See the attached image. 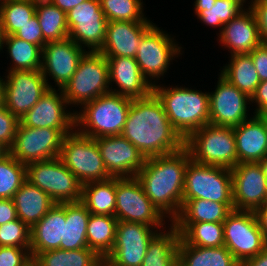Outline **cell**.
<instances>
[{"mask_svg":"<svg viewBox=\"0 0 267 266\" xmlns=\"http://www.w3.org/2000/svg\"><path fill=\"white\" fill-rule=\"evenodd\" d=\"M121 135L146 158L174 153L185 146L154 92L132 100Z\"/></svg>","mask_w":267,"mask_h":266,"instance_id":"1","label":"cell"},{"mask_svg":"<svg viewBox=\"0 0 267 266\" xmlns=\"http://www.w3.org/2000/svg\"><path fill=\"white\" fill-rule=\"evenodd\" d=\"M191 160L189 150L148 157L136 175L152 204L172 222L183 205L185 171ZM168 214V215H167Z\"/></svg>","mask_w":267,"mask_h":266,"instance_id":"2","label":"cell"},{"mask_svg":"<svg viewBox=\"0 0 267 266\" xmlns=\"http://www.w3.org/2000/svg\"><path fill=\"white\" fill-rule=\"evenodd\" d=\"M153 92L163 104L173 128L186 140L209 124V93L187 87L155 85Z\"/></svg>","mask_w":267,"mask_h":266,"instance_id":"3","label":"cell"},{"mask_svg":"<svg viewBox=\"0 0 267 266\" xmlns=\"http://www.w3.org/2000/svg\"><path fill=\"white\" fill-rule=\"evenodd\" d=\"M132 100L109 92L84 103L75 111V130L94 139L121 135Z\"/></svg>","mask_w":267,"mask_h":266,"instance_id":"4","label":"cell"},{"mask_svg":"<svg viewBox=\"0 0 267 266\" xmlns=\"http://www.w3.org/2000/svg\"><path fill=\"white\" fill-rule=\"evenodd\" d=\"M185 147L199 164L229 169L238 164L233 127L206 124L185 140Z\"/></svg>","mask_w":267,"mask_h":266,"instance_id":"5","label":"cell"},{"mask_svg":"<svg viewBox=\"0 0 267 266\" xmlns=\"http://www.w3.org/2000/svg\"><path fill=\"white\" fill-rule=\"evenodd\" d=\"M109 66L106 57L100 52H86L78 67L63 87L68 105L80 107L110 91Z\"/></svg>","mask_w":267,"mask_h":266,"instance_id":"6","label":"cell"},{"mask_svg":"<svg viewBox=\"0 0 267 266\" xmlns=\"http://www.w3.org/2000/svg\"><path fill=\"white\" fill-rule=\"evenodd\" d=\"M26 180L39 187L55 203L81 201L82 183L59 157L26 164Z\"/></svg>","mask_w":267,"mask_h":266,"instance_id":"7","label":"cell"},{"mask_svg":"<svg viewBox=\"0 0 267 266\" xmlns=\"http://www.w3.org/2000/svg\"><path fill=\"white\" fill-rule=\"evenodd\" d=\"M191 199L233 203L231 169L188 162L185 171L183 204Z\"/></svg>","mask_w":267,"mask_h":266,"instance_id":"8","label":"cell"},{"mask_svg":"<svg viewBox=\"0 0 267 266\" xmlns=\"http://www.w3.org/2000/svg\"><path fill=\"white\" fill-rule=\"evenodd\" d=\"M59 158L82 184L111 178L96 140L76 130L64 137Z\"/></svg>","mask_w":267,"mask_h":266,"instance_id":"9","label":"cell"},{"mask_svg":"<svg viewBox=\"0 0 267 266\" xmlns=\"http://www.w3.org/2000/svg\"><path fill=\"white\" fill-rule=\"evenodd\" d=\"M175 41L172 36L156 24L143 35L135 60L151 86L158 85V80L167 73L170 62L180 54L182 55L181 44L178 46L179 44Z\"/></svg>","mask_w":267,"mask_h":266,"instance_id":"10","label":"cell"},{"mask_svg":"<svg viewBox=\"0 0 267 266\" xmlns=\"http://www.w3.org/2000/svg\"><path fill=\"white\" fill-rule=\"evenodd\" d=\"M224 246L242 263L267 246L254 211L232 210L223 222Z\"/></svg>","mask_w":267,"mask_h":266,"instance_id":"11","label":"cell"},{"mask_svg":"<svg viewBox=\"0 0 267 266\" xmlns=\"http://www.w3.org/2000/svg\"><path fill=\"white\" fill-rule=\"evenodd\" d=\"M115 217L148 226L166 224V217L152 204L137 177H116Z\"/></svg>","mask_w":267,"mask_h":266,"instance_id":"12","label":"cell"},{"mask_svg":"<svg viewBox=\"0 0 267 266\" xmlns=\"http://www.w3.org/2000/svg\"><path fill=\"white\" fill-rule=\"evenodd\" d=\"M74 130L34 128L18 124L9 153L20 163L28 164L59 157L64 137Z\"/></svg>","mask_w":267,"mask_h":266,"instance_id":"13","label":"cell"},{"mask_svg":"<svg viewBox=\"0 0 267 266\" xmlns=\"http://www.w3.org/2000/svg\"><path fill=\"white\" fill-rule=\"evenodd\" d=\"M68 37L88 52H98L104 43L108 20L100 0H86L67 14Z\"/></svg>","mask_w":267,"mask_h":266,"instance_id":"14","label":"cell"},{"mask_svg":"<svg viewBox=\"0 0 267 266\" xmlns=\"http://www.w3.org/2000/svg\"><path fill=\"white\" fill-rule=\"evenodd\" d=\"M164 226H148L142 223L118 221L115 242L106 256L117 266H141L151 239Z\"/></svg>","mask_w":267,"mask_h":266,"instance_id":"15","label":"cell"},{"mask_svg":"<svg viewBox=\"0 0 267 266\" xmlns=\"http://www.w3.org/2000/svg\"><path fill=\"white\" fill-rule=\"evenodd\" d=\"M4 76V106L19 120L49 89L41 70L8 71Z\"/></svg>","mask_w":267,"mask_h":266,"instance_id":"16","label":"cell"},{"mask_svg":"<svg viewBox=\"0 0 267 266\" xmlns=\"http://www.w3.org/2000/svg\"><path fill=\"white\" fill-rule=\"evenodd\" d=\"M215 92L209 93V124L236 127L251 118L249 107L251 98L237 87L218 75ZM248 108V109H247Z\"/></svg>","mask_w":267,"mask_h":266,"instance_id":"17","label":"cell"},{"mask_svg":"<svg viewBox=\"0 0 267 266\" xmlns=\"http://www.w3.org/2000/svg\"><path fill=\"white\" fill-rule=\"evenodd\" d=\"M86 52L87 49H83L69 37L47 42L42 48L40 70L48 87L57 86L58 89H63L75 73L79 61ZM49 77L54 80L55 86L49 83Z\"/></svg>","mask_w":267,"mask_h":266,"instance_id":"18","label":"cell"},{"mask_svg":"<svg viewBox=\"0 0 267 266\" xmlns=\"http://www.w3.org/2000/svg\"><path fill=\"white\" fill-rule=\"evenodd\" d=\"M234 210L255 211L267 202V176L260 162L231 168Z\"/></svg>","mask_w":267,"mask_h":266,"instance_id":"19","label":"cell"},{"mask_svg":"<svg viewBox=\"0 0 267 266\" xmlns=\"http://www.w3.org/2000/svg\"><path fill=\"white\" fill-rule=\"evenodd\" d=\"M62 89L49 88L19 120L23 126L75 130V110L68 111Z\"/></svg>","mask_w":267,"mask_h":266,"instance_id":"20","label":"cell"},{"mask_svg":"<svg viewBox=\"0 0 267 266\" xmlns=\"http://www.w3.org/2000/svg\"><path fill=\"white\" fill-rule=\"evenodd\" d=\"M104 166L111 177H136L144 167L146 157L122 135L95 139Z\"/></svg>","mask_w":267,"mask_h":266,"instance_id":"21","label":"cell"},{"mask_svg":"<svg viewBox=\"0 0 267 266\" xmlns=\"http://www.w3.org/2000/svg\"><path fill=\"white\" fill-rule=\"evenodd\" d=\"M154 25L152 21H109L102 48L105 57L135 58L143 35Z\"/></svg>","mask_w":267,"mask_h":266,"instance_id":"22","label":"cell"},{"mask_svg":"<svg viewBox=\"0 0 267 266\" xmlns=\"http://www.w3.org/2000/svg\"><path fill=\"white\" fill-rule=\"evenodd\" d=\"M109 66V83L117 88L110 91L131 99L144 98L153 92V86L145 79L135 58L106 57ZM113 82V84H112Z\"/></svg>","mask_w":267,"mask_h":266,"instance_id":"23","label":"cell"},{"mask_svg":"<svg viewBox=\"0 0 267 266\" xmlns=\"http://www.w3.org/2000/svg\"><path fill=\"white\" fill-rule=\"evenodd\" d=\"M218 42L229 49V55L250 54L262 44L256 17L250 8L225 24L218 33Z\"/></svg>","mask_w":267,"mask_h":266,"instance_id":"24","label":"cell"},{"mask_svg":"<svg viewBox=\"0 0 267 266\" xmlns=\"http://www.w3.org/2000/svg\"><path fill=\"white\" fill-rule=\"evenodd\" d=\"M233 131L238 163L260 162L267 156V116L253 115Z\"/></svg>","mask_w":267,"mask_h":266,"instance_id":"25","label":"cell"},{"mask_svg":"<svg viewBox=\"0 0 267 266\" xmlns=\"http://www.w3.org/2000/svg\"><path fill=\"white\" fill-rule=\"evenodd\" d=\"M65 223V203H56L41 220L30 228L32 258L44 251L60 249Z\"/></svg>","mask_w":267,"mask_h":266,"instance_id":"26","label":"cell"},{"mask_svg":"<svg viewBox=\"0 0 267 266\" xmlns=\"http://www.w3.org/2000/svg\"><path fill=\"white\" fill-rule=\"evenodd\" d=\"M18 218L29 228L41 220L56 204L39 187L25 180L12 198Z\"/></svg>","mask_w":267,"mask_h":266,"instance_id":"27","label":"cell"},{"mask_svg":"<svg viewBox=\"0 0 267 266\" xmlns=\"http://www.w3.org/2000/svg\"><path fill=\"white\" fill-rule=\"evenodd\" d=\"M178 259L185 266H240L226 246L199 247L188 245L181 238Z\"/></svg>","mask_w":267,"mask_h":266,"instance_id":"28","label":"cell"},{"mask_svg":"<svg viewBox=\"0 0 267 266\" xmlns=\"http://www.w3.org/2000/svg\"><path fill=\"white\" fill-rule=\"evenodd\" d=\"M90 212L80 202L65 203V218L63 239L60 243L61 250H75L88 247L87 223Z\"/></svg>","mask_w":267,"mask_h":266,"instance_id":"29","label":"cell"},{"mask_svg":"<svg viewBox=\"0 0 267 266\" xmlns=\"http://www.w3.org/2000/svg\"><path fill=\"white\" fill-rule=\"evenodd\" d=\"M81 202L92 214L115 216L116 177L82 184Z\"/></svg>","mask_w":267,"mask_h":266,"instance_id":"30","label":"cell"},{"mask_svg":"<svg viewBox=\"0 0 267 266\" xmlns=\"http://www.w3.org/2000/svg\"><path fill=\"white\" fill-rule=\"evenodd\" d=\"M232 210L233 203L191 199L182 205L178 216L171 223L224 222Z\"/></svg>","mask_w":267,"mask_h":266,"instance_id":"31","label":"cell"},{"mask_svg":"<svg viewBox=\"0 0 267 266\" xmlns=\"http://www.w3.org/2000/svg\"><path fill=\"white\" fill-rule=\"evenodd\" d=\"M168 228L151 239L141 266H171L176 261L180 234L172 223Z\"/></svg>","mask_w":267,"mask_h":266,"instance_id":"32","label":"cell"},{"mask_svg":"<svg viewBox=\"0 0 267 266\" xmlns=\"http://www.w3.org/2000/svg\"><path fill=\"white\" fill-rule=\"evenodd\" d=\"M229 57V64L223 66L219 74L251 98L261 82L251 56L234 54Z\"/></svg>","mask_w":267,"mask_h":266,"instance_id":"33","label":"cell"},{"mask_svg":"<svg viewBox=\"0 0 267 266\" xmlns=\"http://www.w3.org/2000/svg\"><path fill=\"white\" fill-rule=\"evenodd\" d=\"M118 219L110 215H96L90 213L87 223L88 247L100 257H106L115 242Z\"/></svg>","mask_w":267,"mask_h":266,"instance_id":"34","label":"cell"},{"mask_svg":"<svg viewBox=\"0 0 267 266\" xmlns=\"http://www.w3.org/2000/svg\"><path fill=\"white\" fill-rule=\"evenodd\" d=\"M180 238L188 245L199 247L224 246L223 222L172 223Z\"/></svg>","mask_w":267,"mask_h":266,"instance_id":"35","label":"cell"},{"mask_svg":"<svg viewBox=\"0 0 267 266\" xmlns=\"http://www.w3.org/2000/svg\"><path fill=\"white\" fill-rule=\"evenodd\" d=\"M3 47L7 48L12 64L8 71H34L41 69L42 49L33 43L6 35Z\"/></svg>","mask_w":267,"mask_h":266,"instance_id":"36","label":"cell"},{"mask_svg":"<svg viewBox=\"0 0 267 266\" xmlns=\"http://www.w3.org/2000/svg\"><path fill=\"white\" fill-rule=\"evenodd\" d=\"M36 16L46 42L68 38L67 15L49 0H36Z\"/></svg>","mask_w":267,"mask_h":266,"instance_id":"37","label":"cell"},{"mask_svg":"<svg viewBox=\"0 0 267 266\" xmlns=\"http://www.w3.org/2000/svg\"><path fill=\"white\" fill-rule=\"evenodd\" d=\"M34 258L40 266H95L100 256L86 247L75 250H48Z\"/></svg>","mask_w":267,"mask_h":266,"instance_id":"38","label":"cell"},{"mask_svg":"<svg viewBox=\"0 0 267 266\" xmlns=\"http://www.w3.org/2000/svg\"><path fill=\"white\" fill-rule=\"evenodd\" d=\"M0 15L5 35H14L36 15V0H2Z\"/></svg>","mask_w":267,"mask_h":266,"instance_id":"39","label":"cell"},{"mask_svg":"<svg viewBox=\"0 0 267 266\" xmlns=\"http://www.w3.org/2000/svg\"><path fill=\"white\" fill-rule=\"evenodd\" d=\"M197 19L207 26L218 28L219 33L225 24L230 22L244 9L233 0H216L215 4L194 6Z\"/></svg>","mask_w":267,"mask_h":266,"instance_id":"40","label":"cell"},{"mask_svg":"<svg viewBox=\"0 0 267 266\" xmlns=\"http://www.w3.org/2000/svg\"><path fill=\"white\" fill-rule=\"evenodd\" d=\"M26 180V164L9 152L0 158V199H12Z\"/></svg>","mask_w":267,"mask_h":266,"instance_id":"41","label":"cell"},{"mask_svg":"<svg viewBox=\"0 0 267 266\" xmlns=\"http://www.w3.org/2000/svg\"><path fill=\"white\" fill-rule=\"evenodd\" d=\"M104 16L109 21H150L145 17L142 0H100Z\"/></svg>","mask_w":267,"mask_h":266,"instance_id":"42","label":"cell"},{"mask_svg":"<svg viewBox=\"0 0 267 266\" xmlns=\"http://www.w3.org/2000/svg\"><path fill=\"white\" fill-rule=\"evenodd\" d=\"M0 246L30 248V228L19 218L0 225Z\"/></svg>","mask_w":267,"mask_h":266,"instance_id":"43","label":"cell"},{"mask_svg":"<svg viewBox=\"0 0 267 266\" xmlns=\"http://www.w3.org/2000/svg\"><path fill=\"white\" fill-rule=\"evenodd\" d=\"M19 119L5 106L0 107V143L8 150L13 146Z\"/></svg>","mask_w":267,"mask_h":266,"instance_id":"44","label":"cell"},{"mask_svg":"<svg viewBox=\"0 0 267 266\" xmlns=\"http://www.w3.org/2000/svg\"><path fill=\"white\" fill-rule=\"evenodd\" d=\"M30 258V248L0 246V266H24Z\"/></svg>","mask_w":267,"mask_h":266,"instance_id":"45","label":"cell"},{"mask_svg":"<svg viewBox=\"0 0 267 266\" xmlns=\"http://www.w3.org/2000/svg\"><path fill=\"white\" fill-rule=\"evenodd\" d=\"M14 36L38 45L41 49L47 43L44 40L42 29L36 15L31 20H28V22L23 25L22 28L14 34Z\"/></svg>","mask_w":267,"mask_h":266,"instance_id":"46","label":"cell"},{"mask_svg":"<svg viewBox=\"0 0 267 266\" xmlns=\"http://www.w3.org/2000/svg\"><path fill=\"white\" fill-rule=\"evenodd\" d=\"M246 6L253 11L256 17L262 44L267 45V7L258 0H251Z\"/></svg>","mask_w":267,"mask_h":266,"instance_id":"47","label":"cell"},{"mask_svg":"<svg viewBox=\"0 0 267 266\" xmlns=\"http://www.w3.org/2000/svg\"><path fill=\"white\" fill-rule=\"evenodd\" d=\"M261 82L267 81V45L261 44L250 54Z\"/></svg>","mask_w":267,"mask_h":266,"instance_id":"48","label":"cell"},{"mask_svg":"<svg viewBox=\"0 0 267 266\" xmlns=\"http://www.w3.org/2000/svg\"><path fill=\"white\" fill-rule=\"evenodd\" d=\"M251 102L256 105L254 115L267 116V81L260 82L251 97Z\"/></svg>","mask_w":267,"mask_h":266,"instance_id":"49","label":"cell"},{"mask_svg":"<svg viewBox=\"0 0 267 266\" xmlns=\"http://www.w3.org/2000/svg\"><path fill=\"white\" fill-rule=\"evenodd\" d=\"M18 219L12 199H0V225Z\"/></svg>","mask_w":267,"mask_h":266,"instance_id":"50","label":"cell"},{"mask_svg":"<svg viewBox=\"0 0 267 266\" xmlns=\"http://www.w3.org/2000/svg\"><path fill=\"white\" fill-rule=\"evenodd\" d=\"M254 213L257 218L259 228L262 231L264 238L267 240V202L263 206L257 208Z\"/></svg>","mask_w":267,"mask_h":266,"instance_id":"51","label":"cell"},{"mask_svg":"<svg viewBox=\"0 0 267 266\" xmlns=\"http://www.w3.org/2000/svg\"><path fill=\"white\" fill-rule=\"evenodd\" d=\"M240 266H267V246L257 256L240 263Z\"/></svg>","mask_w":267,"mask_h":266,"instance_id":"52","label":"cell"},{"mask_svg":"<svg viewBox=\"0 0 267 266\" xmlns=\"http://www.w3.org/2000/svg\"><path fill=\"white\" fill-rule=\"evenodd\" d=\"M53 5L64 11L66 14L74 7L86 0H49Z\"/></svg>","mask_w":267,"mask_h":266,"instance_id":"53","label":"cell"},{"mask_svg":"<svg viewBox=\"0 0 267 266\" xmlns=\"http://www.w3.org/2000/svg\"><path fill=\"white\" fill-rule=\"evenodd\" d=\"M95 266H117L110 258L100 257Z\"/></svg>","mask_w":267,"mask_h":266,"instance_id":"54","label":"cell"},{"mask_svg":"<svg viewBox=\"0 0 267 266\" xmlns=\"http://www.w3.org/2000/svg\"><path fill=\"white\" fill-rule=\"evenodd\" d=\"M5 32H4V27H3V24H2V18H1V15H0V52L1 50L3 51V43H4V40H5Z\"/></svg>","mask_w":267,"mask_h":266,"instance_id":"55","label":"cell"},{"mask_svg":"<svg viewBox=\"0 0 267 266\" xmlns=\"http://www.w3.org/2000/svg\"><path fill=\"white\" fill-rule=\"evenodd\" d=\"M4 106V79L0 76V107Z\"/></svg>","mask_w":267,"mask_h":266,"instance_id":"56","label":"cell"},{"mask_svg":"<svg viewBox=\"0 0 267 266\" xmlns=\"http://www.w3.org/2000/svg\"><path fill=\"white\" fill-rule=\"evenodd\" d=\"M216 0H195L194 6H202V5H208V4H215Z\"/></svg>","mask_w":267,"mask_h":266,"instance_id":"57","label":"cell"},{"mask_svg":"<svg viewBox=\"0 0 267 266\" xmlns=\"http://www.w3.org/2000/svg\"><path fill=\"white\" fill-rule=\"evenodd\" d=\"M24 266H40V264L35 260V258H30Z\"/></svg>","mask_w":267,"mask_h":266,"instance_id":"58","label":"cell"},{"mask_svg":"<svg viewBox=\"0 0 267 266\" xmlns=\"http://www.w3.org/2000/svg\"><path fill=\"white\" fill-rule=\"evenodd\" d=\"M260 164L263 168L265 175L267 176V156L262 161H260Z\"/></svg>","mask_w":267,"mask_h":266,"instance_id":"59","label":"cell"},{"mask_svg":"<svg viewBox=\"0 0 267 266\" xmlns=\"http://www.w3.org/2000/svg\"><path fill=\"white\" fill-rule=\"evenodd\" d=\"M8 152L9 150L5 146H3V144L0 143V158L3 157Z\"/></svg>","mask_w":267,"mask_h":266,"instance_id":"60","label":"cell"},{"mask_svg":"<svg viewBox=\"0 0 267 266\" xmlns=\"http://www.w3.org/2000/svg\"><path fill=\"white\" fill-rule=\"evenodd\" d=\"M236 1L243 9H247V7H244V4L247 2L246 0H233Z\"/></svg>","mask_w":267,"mask_h":266,"instance_id":"61","label":"cell"},{"mask_svg":"<svg viewBox=\"0 0 267 266\" xmlns=\"http://www.w3.org/2000/svg\"><path fill=\"white\" fill-rule=\"evenodd\" d=\"M171 266H185L178 258Z\"/></svg>","mask_w":267,"mask_h":266,"instance_id":"62","label":"cell"},{"mask_svg":"<svg viewBox=\"0 0 267 266\" xmlns=\"http://www.w3.org/2000/svg\"><path fill=\"white\" fill-rule=\"evenodd\" d=\"M263 6L267 7V0H258Z\"/></svg>","mask_w":267,"mask_h":266,"instance_id":"63","label":"cell"}]
</instances>
